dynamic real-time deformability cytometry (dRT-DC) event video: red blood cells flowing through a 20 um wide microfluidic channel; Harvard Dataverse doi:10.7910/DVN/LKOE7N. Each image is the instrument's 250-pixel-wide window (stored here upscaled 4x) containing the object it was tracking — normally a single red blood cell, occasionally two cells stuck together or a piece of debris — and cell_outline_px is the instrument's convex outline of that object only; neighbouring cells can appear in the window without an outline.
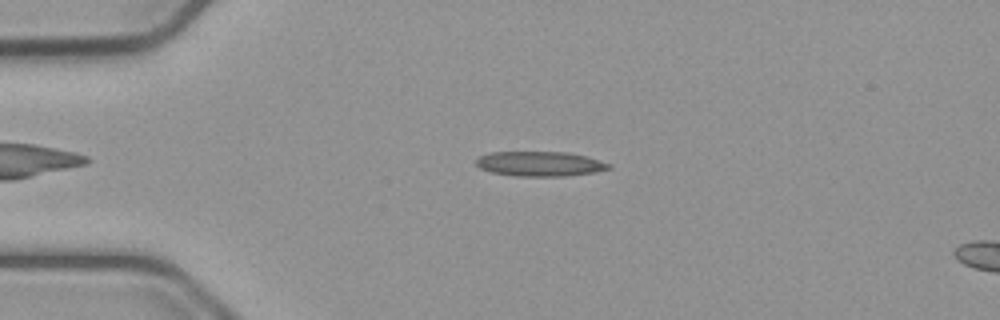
{"species": "common noctule bat (a hibernating species)", "species_latin": "Nyctalus noctula", "temperature_condition": "cold", "stored_images_in_passage": 53, "camera_frame_rate_fps": 3000, "um_per_image_px": 0.085, "animal": {"sex": "male", "body_mass_g": 23.1, "forearm_length_mm": 52.7}, "frame": {"image": 1, "passage_image": 12, "time_ms": 3.667, "image_size_px": [1000, 320], "cell_outline_px": [[612, 168], [592, 172], [564, 176], [516, 176], [492, 172], [480, 168], [476, 164], [476, 160], [480, 156], [488, 152], [568, 152], [584, 156], [612, 164]], "centroid_in_image_um": [45.87, 13.92], "position_along_channel_um": 39.1, "area_um2": 19.02}}
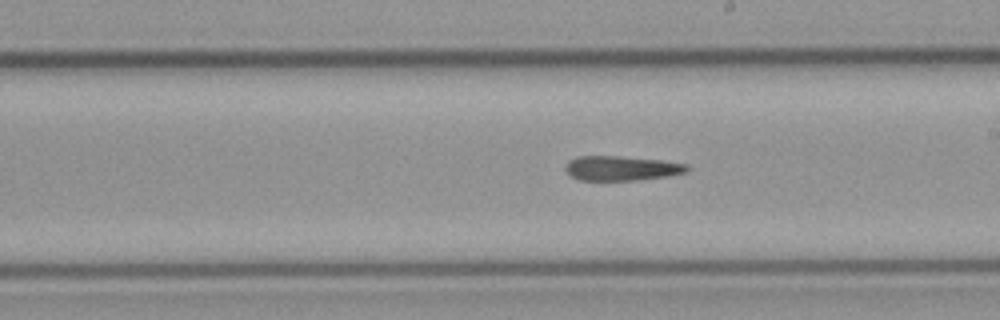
{"frame": {"image": 2, "passage_image": 30, "time_ms": 9.667, "image_size_px": [1000, 320], "cell_outline_px": [[688, 172], [668, 176], [640, 180], [580, 180], [572, 176], [564, 168], [564, 164], [568, 160], [576, 156], [620, 156], [660, 160], [688, 164]], "centroid_in_image_um": [52.82, 14.29], "position_along_channel_um": 236.2, "area_um2": 17.57}}
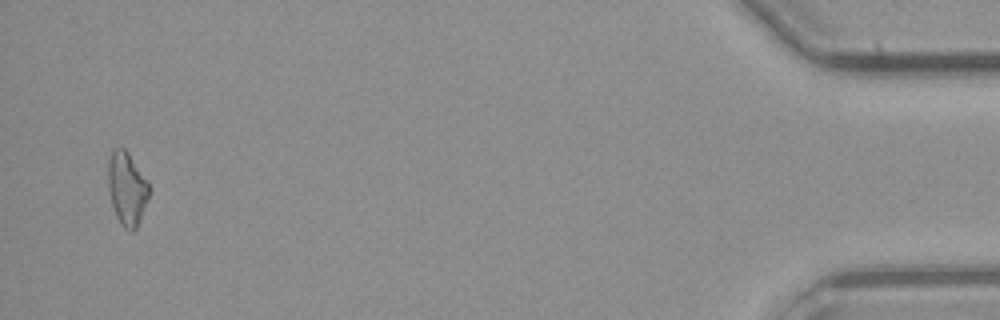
{"frame": {"image": 3, "passage_image": 52, "time_ms": 17.0, "image_size_px": [1000, 320], "cell_outline_px": [[148, 196], [136, 228], [132, 232], [128, 232], [120, 224], [116, 216], [108, 192], [108, 160], [112, 148], [120, 144], [128, 152], [148, 180]], "centroid_in_image_um": [10.75, 15.97], "position_along_channel_um": 424.4, "area_um2": 17.63}}